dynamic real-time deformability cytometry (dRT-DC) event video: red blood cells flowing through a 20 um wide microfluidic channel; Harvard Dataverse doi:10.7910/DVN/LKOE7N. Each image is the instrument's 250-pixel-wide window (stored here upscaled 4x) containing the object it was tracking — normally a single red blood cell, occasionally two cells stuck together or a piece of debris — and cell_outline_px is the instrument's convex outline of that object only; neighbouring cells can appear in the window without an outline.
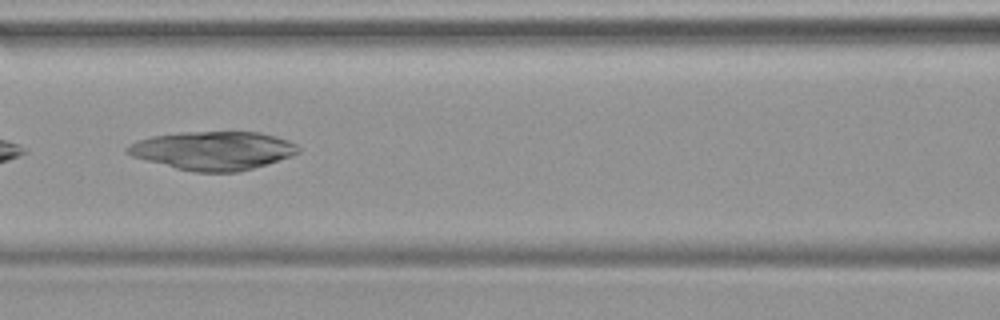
{"species": "common noctule bat (a hibernating species)", "species_latin": "Nyctalus noctula", "temperature_condition": "warm", "stored_images_in_passage": 36, "camera_frame_rate_fps": 3000, "um_per_image_px": 0.085, "animal": {"sex": "female", "body_mass_g": 19.9}, "frame": {"image": 1, "passage_image": 11, "time_ms": 3.333, "image_size_px": [1000, 320], "cell_outline_px": [[300, 152], [292, 156], [252, 168], [236, 172], [196, 172], [176, 168], [132, 156], [124, 152], [124, 148], [136, 140], [152, 136], [180, 132], [260, 132], [276, 136], [288, 140], [296, 144], [300, 148]], "centroid_in_image_um": [18.1, 12.79], "position_along_channel_um": 148.5, "area_um2": 38.32}}